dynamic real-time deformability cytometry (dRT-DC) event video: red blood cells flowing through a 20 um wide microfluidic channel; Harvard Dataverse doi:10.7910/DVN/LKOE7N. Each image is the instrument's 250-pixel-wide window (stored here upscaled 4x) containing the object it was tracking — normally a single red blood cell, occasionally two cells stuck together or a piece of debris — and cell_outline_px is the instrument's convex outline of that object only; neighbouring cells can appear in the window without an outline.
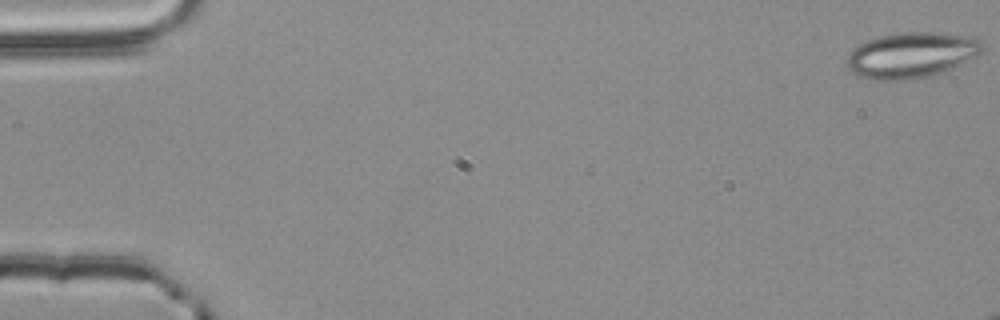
{"species": "common noctule bat (a hibernating species)", "species_latin": "Nyctalus noctula", "temperature_condition": "room temperature", "stored_images_in_passage": 3, "camera_frame_rate_fps": 3000, "um_per_image_px": 0.085, "animal": {"sex": "male", "body_mass_g": 20.4}, "frame": {"image": 1, "passage_image": 1, "time_ms": 0.0, "image_size_px": [1000, 320], "cell_outline_px": [[984, 48], [976, 56], [960, 64], [940, 72], [924, 76], [900, 80], [876, 80], [856, 76], [848, 68], [848, 56], [852, 48], [868, 40], [880, 36], [904, 32], [936, 32], [972, 36], [980, 40]], "centroid_in_image_um": [77.45, 4.66], "position_along_channel_um": 7.5, "area_um2": 35.66}}